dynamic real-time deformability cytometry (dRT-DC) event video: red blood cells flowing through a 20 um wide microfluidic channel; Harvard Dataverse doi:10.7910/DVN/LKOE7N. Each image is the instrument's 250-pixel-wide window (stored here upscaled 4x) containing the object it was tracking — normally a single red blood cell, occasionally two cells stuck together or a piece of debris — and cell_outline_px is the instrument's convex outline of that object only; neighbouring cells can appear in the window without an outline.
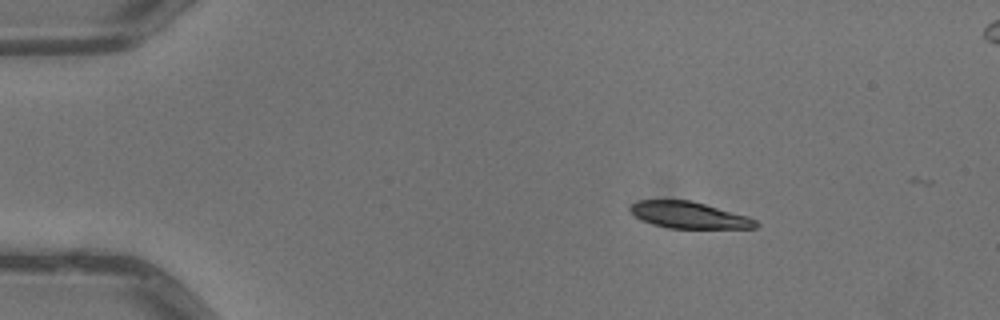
{"species": "common noctule bat (a hibernating species)", "species_latin": "Nyctalus noctula", "temperature_condition": "warm", "stored_images_in_passage": 3, "camera_frame_rate_fps": 3000, "um_per_image_px": 0.085, "animal": {"sex": "male", "body_mass_g": 13.3}, "frame": {"image": 1, "passage_image": 1, "time_ms": 0.0, "image_size_px": [1000, 320], "cell_outline_px": [[760, 224], [756, 228], [668, 228], [652, 224], [636, 216], [628, 208], [632, 204], [640, 200], [692, 200], [748, 216], [756, 220]], "centroid_in_image_um": [58.6, 18.28], "position_along_channel_um": 26.4, "area_um2": 19.36}}